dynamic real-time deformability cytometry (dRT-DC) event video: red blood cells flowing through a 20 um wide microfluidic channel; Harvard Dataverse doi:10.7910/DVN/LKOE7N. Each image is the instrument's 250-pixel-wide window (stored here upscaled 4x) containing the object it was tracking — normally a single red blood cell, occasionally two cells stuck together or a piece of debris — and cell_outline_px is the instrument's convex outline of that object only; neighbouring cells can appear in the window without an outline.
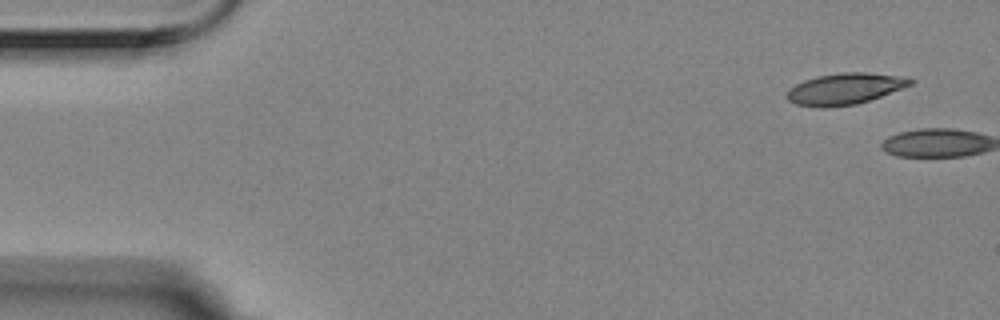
{"species": "Egyptian fruit bat (a non-hibernating species)", "species_latin": "Rousettus aegyptiacus", "temperature_condition": "room temperature", "stored_images_in_passage": 2, "camera_frame_rate_fps": 3000, "um_per_image_px": 0.085, "animal": {"sex": "female"}, "frame": {"image": 1, "passage_image": 1, "time_ms": 0.0, "image_size_px": [1000, 320], "cell_outline_px": [[916, 80], [912, 84], [880, 96], [856, 104], [824, 108], [796, 104], [788, 100], [784, 96], [788, 88], [804, 80], [816, 76], [840, 72], [864, 72], [908, 76]], "centroid_in_image_um": [71.8, 7.53], "position_along_channel_um": 13.2, "area_um2": 22.72}}